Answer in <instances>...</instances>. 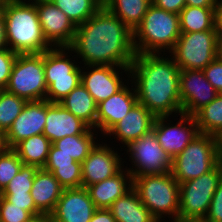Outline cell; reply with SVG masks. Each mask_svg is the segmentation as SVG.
<instances>
[{
  "label": "cell",
  "mask_w": 222,
  "mask_h": 222,
  "mask_svg": "<svg viewBox=\"0 0 222 222\" xmlns=\"http://www.w3.org/2000/svg\"><path fill=\"white\" fill-rule=\"evenodd\" d=\"M90 222H116L108 209H97Z\"/></svg>",
  "instance_id": "obj_42"
},
{
  "label": "cell",
  "mask_w": 222,
  "mask_h": 222,
  "mask_svg": "<svg viewBox=\"0 0 222 222\" xmlns=\"http://www.w3.org/2000/svg\"><path fill=\"white\" fill-rule=\"evenodd\" d=\"M222 179V161L210 172L179 184L178 222H202Z\"/></svg>",
  "instance_id": "obj_7"
},
{
  "label": "cell",
  "mask_w": 222,
  "mask_h": 222,
  "mask_svg": "<svg viewBox=\"0 0 222 222\" xmlns=\"http://www.w3.org/2000/svg\"><path fill=\"white\" fill-rule=\"evenodd\" d=\"M8 1H13V0H0V4L8 2Z\"/></svg>",
  "instance_id": "obj_49"
},
{
  "label": "cell",
  "mask_w": 222,
  "mask_h": 222,
  "mask_svg": "<svg viewBox=\"0 0 222 222\" xmlns=\"http://www.w3.org/2000/svg\"><path fill=\"white\" fill-rule=\"evenodd\" d=\"M69 51V47H52L44 52L45 100L51 103H59L81 83L82 69L69 58Z\"/></svg>",
  "instance_id": "obj_8"
},
{
  "label": "cell",
  "mask_w": 222,
  "mask_h": 222,
  "mask_svg": "<svg viewBox=\"0 0 222 222\" xmlns=\"http://www.w3.org/2000/svg\"><path fill=\"white\" fill-rule=\"evenodd\" d=\"M5 90L27 102L45 100L47 84L44 71V52L41 54H18Z\"/></svg>",
  "instance_id": "obj_9"
},
{
  "label": "cell",
  "mask_w": 222,
  "mask_h": 222,
  "mask_svg": "<svg viewBox=\"0 0 222 222\" xmlns=\"http://www.w3.org/2000/svg\"><path fill=\"white\" fill-rule=\"evenodd\" d=\"M137 54L130 65L138 103L155 117L182 113L180 99V68L164 54Z\"/></svg>",
  "instance_id": "obj_2"
},
{
  "label": "cell",
  "mask_w": 222,
  "mask_h": 222,
  "mask_svg": "<svg viewBox=\"0 0 222 222\" xmlns=\"http://www.w3.org/2000/svg\"><path fill=\"white\" fill-rule=\"evenodd\" d=\"M64 188L51 172L37 170L31 189V196L36 208L42 214H51L62 195Z\"/></svg>",
  "instance_id": "obj_24"
},
{
  "label": "cell",
  "mask_w": 222,
  "mask_h": 222,
  "mask_svg": "<svg viewBox=\"0 0 222 222\" xmlns=\"http://www.w3.org/2000/svg\"><path fill=\"white\" fill-rule=\"evenodd\" d=\"M9 149L7 140H6V133L0 131V155L5 153Z\"/></svg>",
  "instance_id": "obj_46"
},
{
  "label": "cell",
  "mask_w": 222,
  "mask_h": 222,
  "mask_svg": "<svg viewBox=\"0 0 222 222\" xmlns=\"http://www.w3.org/2000/svg\"><path fill=\"white\" fill-rule=\"evenodd\" d=\"M93 132H96L95 129L90 128L85 134L66 136L55 141L56 153H65L82 163L98 143L95 141L97 137H94L97 134Z\"/></svg>",
  "instance_id": "obj_30"
},
{
  "label": "cell",
  "mask_w": 222,
  "mask_h": 222,
  "mask_svg": "<svg viewBox=\"0 0 222 222\" xmlns=\"http://www.w3.org/2000/svg\"><path fill=\"white\" fill-rule=\"evenodd\" d=\"M133 188V178L123 168L114 176L87 186L89 196L97 209H108L119 197Z\"/></svg>",
  "instance_id": "obj_22"
},
{
  "label": "cell",
  "mask_w": 222,
  "mask_h": 222,
  "mask_svg": "<svg viewBox=\"0 0 222 222\" xmlns=\"http://www.w3.org/2000/svg\"><path fill=\"white\" fill-rule=\"evenodd\" d=\"M46 123V100L29 101L6 133L9 149L31 136L43 134Z\"/></svg>",
  "instance_id": "obj_18"
},
{
  "label": "cell",
  "mask_w": 222,
  "mask_h": 222,
  "mask_svg": "<svg viewBox=\"0 0 222 222\" xmlns=\"http://www.w3.org/2000/svg\"><path fill=\"white\" fill-rule=\"evenodd\" d=\"M17 53L9 48L0 50V89L5 90L12 72Z\"/></svg>",
  "instance_id": "obj_37"
},
{
  "label": "cell",
  "mask_w": 222,
  "mask_h": 222,
  "mask_svg": "<svg viewBox=\"0 0 222 222\" xmlns=\"http://www.w3.org/2000/svg\"><path fill=\"white\" fill-rule=\"evenodd\" d=\"M200 133L210 134L222 139V93L203 106L194 115Z\"/></svg>",
  "instance_id": "obj_31"
},
{
  "label": "cell",
  "mask_w": 222,
  "mask_h": 222,
  "mask_svg": "<svg viewBox=\"0 0 222 222\" xmlns=\"http://www.w3.org/2000/svg\"><path fill=\"white\" fill-rule=\"evenodd\" d=\"M180 32L218 30L217 8L185 6L179 13Z\"/></svg>",
  "instance_id": "obj_27"
},
{
  "label": "cell",
  "mask_w": 222,
  "mask_h": 222,
  "mask_svg": "<svg viewBox=\"0 0 222 222\" xmlns=\"http://www.w3.org/2000/svg\"><path fill=\"white\" fill-rule=\"evenodd\" d=\"M0 195L12 203L13 206L24 207V210L28 211L32 216L42 214L36 208L30 192H26V194L0 193Z\"/></svg>",
  "instance_id": "obj_38"
},
{
  "label": "cell",
  "mask_w": 222,
  "mask_h": 222,
  "mask_svg": "<svg viewBox=\"0 0 222 222\" xmlns=\"http://www.w3.org/2000/svg\"><path fill=\"white\" fill-rule=\"evenodd\" d=\"M97 210L85 187L64 189L53 212V222H90Z\"/></svg>",
  "instance_id": "obj_17"
},
{
  "label": "cell",
  "mask_w": 222,
  "mask_h": 222,
  "mask_svg": "<svg viewBox=\"0 0 222 222\" xmlns=\"http://www.w3.org/2000/svg\"><path fill=\"white\" fill-rule=\"evenodd\" d=\"M133 189L158 222L167 215L178 222L179 183L171 172L135 177Z\"/></svg>",
  "instance_id": "obj_6"
},
{
  "label": "cell",
  "mask_w": 222,
  "mask_h": 222,
  "mask_svg": "<svg viewBox=\"0 0 222 222\" xmlns=\"http://www.w3.org/2000/svg\"><path fill=\"white\" fill-rule=\"evenodd\" d=\"M25 1L13 0L0 4L7 46L17 54H41L52 46L43 36L34 1Z\"/></svg>",
  "instance_id": "obj_3"
},
{
  "label": "cell",
  "mask_w": 222,
  "mask_h": 222,
  "mask_svg": "<svg viewBox=\"0 0 222 222\" xmlns=\"http://www.w3.org/2000/svg\"><path fill=\"white\" fill-rule=\"evenodd\" d=\"M38 169L36 166L23 165L1 193L26 194V192H31L34 176Z\"/></svg>",
  "instance_id": "obj_35"
},
{
  "label": "cell",
  "mask_w": 222,
  "mask_h": 222,
  "mask_svg": "<svg viewBox=\"0 0 222 222\" xmlns=\"http://www.w3.org/2000/svg\"><path fill=\"white\" fill-rule=\"evenodd\" d=\"M151 0H103V5L133 32L141 24Z\"/></svg>",
  "instance_id": "obj_28"
},
{
  "label": "cell",
  "mask_w": 222,
  "mask_h": 222,
  "mask_svg": "<svg viewBox=\"0 0 222 222\" xmlns=\"http://www.w3.org/2000/svg\"><path fill=\"white\" fill-rule=\"evenodd\" d=\"M202 222H222V179L212 197L208 213Z\"/></svg>",
  "instance_id": "obj_40"
},
{
  "label": "cell",
  "mask_w": 222,
  "mask_h": 222,
  "mask_svg": "<svg viewBox=\"0 0 222 222\" xmlns=\"http://www.w3.org/2000/svg\"><path fill=\"white\" fill-rule=\"evenodd\" d=\"M44 38L52 47H69L76 26L50 0H33Z\"/></svg>",
  "instance_id": "obj_13"
},
{
  "label": "cell",
  "mask_w": 222,
  "mask_h": 222,
  "mask_svg": "<svg viewBox=\"0 0 222 222\" xmlns=\"http://www.w3.org/2000/svg\"><path fill=\"white\" fill-rule=\"evenodd\" d=\"M218 31H222V0H219L217 8Z\"/></svg>",
  "instance_id": "obj_47"
},
{
  "label": "cell",
  "mask_w": 222,
  "mask_h": 222,
  "mask_svg": "<svg viewBox=\"0 0 222 222\" xmlns=\"http://www.w3.org/2000/svg\"><path fill=\"white\" fill-rule=\"evenodd\" d=\"M221 139L199 133L172 159L171 173L179 184L212 171L221 161Z\"/></svg>",
  "instance_id": "obj_5"
},
{
  "label": "cell",
  "mask_w": 222,
  "mask_h": 222,
  "mask_svg": "<svg viewBox=\"0 0 222 222\" xmlns=\"http://www.w3.org/2000/svg\"><path fill=\"white\" fill-rule=\"evenodd\" d=\"M8 48L7 42H6V35H5V21H4V15L3 10L0 5V50Z\"/></svg>",
  "instance_id": "obj_44"
},
{
  "label": "cell",
  "mask_w": 222,
  "mask_h": 222,
  "mask_svg": "<svg viewBox=\"0 0 222 222\" xmlns=\"http://www.w3.org/2000/svg\"><path fill=\"white\" fill-rule=\"evenodd\" d=\"M155 116L143 105L137 103L124 118L117 122L105 135H111L128 146L153 129Z\"/></svg>",
  "instance_id": "obj_21"
},
{
  "label": "cell",
  "mask_w": 222,
  "mask_h": 222,
  "mask_svg": "<svg viewBox=\"0 0 222 222\" xmlns=\"http://www.w3.org/2000/svg\"><path fill=\"white\" fill-rule=\"evenodd\" d=\"M116 222H158L132 188L109 208Z\"/></svg>",
  "instance_id": "obj_25"
},
{
  "label": "cell",
  "mask_w": 222,
  "mask_h": 222,
  "mask_svg": "<svg viewBox=\"0 0 222 222\" xmlns=\"http://www.w3.org/2000/svg\"><path fill=\"white\" fill-rule=\"evenodd\" d=\"M133 33L137 54H170L181 34L179 15L151 4Z\"/></svg>",
  "instance_id": "obj_4"
},
{
  "label": "cell",
  "mask_w": 222,
  "mask_h": 222,
  "mask_svg": "<svg viewBox=\"0 0 222 222\" xmlns=\"http://www.w3.org/2000/svg\"><path fill=\"white\" fill-rule=\"evenodd\" d=\"M137 103L135 87L130 89L129 85H124L118 92L97 104L96 129L105 136Z\"/></svg>",
  "instance_id": "obj_19"
},
{
  "label": "cell",
  "mask_w": 222,
  "mask_h": 222,
  "mask_svg": "<svg viewBox=\"0 0 222 222\" xmlns=\"http://www.w3.org/2000/svg\"><path fill=\"white\" fill-rule=\"evenodd\" d=\"M221 156H222V139H221ZM222 158V157H221Z\"/></svg>",
  "instance_id": "obj_50"
},
{
  "label": "cell",
  "mask_w": 222,
  "mask_h": 222,
  "mask_svg": "<svg viewBox=\"0 0 222 222\" xmlns=\"http://www.w3.org/2000/svg\"><path fill=\"white\" fill-rule=\"evenodd\" d=\"M179 115L178 123L171 124L172 126L171 120H168L169 116L156 117L152 129L158 143L172 159L200 133L194 116L185 113Z\"/></svg>",
  "instance_id": "obj_12"
},
{
  "label": "cell",
  "mask_w": 222,
  "mask_h": 222,
  "mask_svg": "<svg viewBox=\"0 0 222 222\" xmlns=\"http://www.w3.org/2000/svg\"><path fill=\"white\" fill-rule=\"evenodd\" d=\"M66 110L96 130L97 104L80 83L59 102Z\"/></svg>",
  "instance_id": "obj_26"
},
{
  "label": "cell",
  "mask_w": 222,
  "mask_h": 222,
  "mask_svg": "<svg viewBox=\"0 0 222 222\" xmlns=\"http://www.w3.org/2000/svg\"><path fill=\"white\" fill-rule=\"evenodd\" d=\"M69 48L84 65L130 67L137 55L133 31L104 5L76 27Z\"/></svg>",
  "instance_id": "obj_1"
},
{
  "label": "cell",
  "mask_w": 222,
  "mask_h": 222,
  "mask_svg": "<svg viewBox=\"0 0 222 222\" xmlns=\"http://www.w3.org/2000/svg\"><path fill=\"white\" fill-rule=\"evenodd\" d=\"M24 163L13 149L0 155V193L20 171Z\"/></svg>",
  "instance_id": "obj_34"
},
{
  "label": "cell",
  "mask_w": 222,
  "mask_h": 222,
  "mask_svg": "<svg viewBox=\"0 0 222 222\" xmlns=\"http://www.w3.org/2000/svg\"><path fill=\"white\" fill-rule=\"evenodd\" d=\"M218 57L222 58V31L218 33Z\"/></svg>",
  "instance_id": "obj_48"
},
{
  "label": "cell",
  "mask_w": 222,
  "mask_h": 222,
  "mask_svg": "<svg viewBox=\"0 0 222 222\" xmlns=\"http://www.w3.org/2000/svg\"><path fill=\"white\" fill-rule=\"evenodd\" d=\"M52 143L44 135H34L19 142L13 150L24 165L43 168L47 162L49 150Z\"/></svg>",
  "instance_id": "obj_29"
},
{
  "label": "cell",
  "mask_w": 222,
  "mask_h": 222,
  "mask_svg": "<svg viewBox=\"0 0 222 222\" xmlns=\"http://www.w3.org/2000/svg\"><path fill=\"white\" fill-rule=\"evenodd\" d=\"M43 169L51 172L64 189L82 187L81 163L65 153H56L54 144L50 147Z\"/></svg>",
  "instance_id": "obj_23"
},
{
  "label": "cell",
  "mask_w": 222,
  "mask_h": 222,
  "mask_svg": "<svg viewBox=\"0 0 222 222\" xmlns=\"http://www.w3.org/2000/svg\"><path fill=\"white\" fill-rule=\"evenodd\" d=\"M107 144L97 143L89 155L81 163L82 187L101 182L117 174L124 166L118 151Z\"/></svg>",
  "instance_id": "obj_16"
},
{
  "label": "cell",
  "mask_w": 222,
  "mask_h": 222,
  "mask_svg": "<svg viewBox=\"0 0 222 222\" xmlns=\"http://www.w3.org/2000/svg\"><path fill=\"white\" fill-rule=\"evenodd\" d=\"M89 129L85 122L66 110L60 103L46 100V123L43 134L52 144L66 136L85 134Z\"/></svg>",
  "instance_id": "obj_20"
},
{
  "label": "cell",
  "mask_w": 222,
  "mask_h": 222,
  "mask_svg": "<svg viewBox=\"0 0 222 222\" xmlns=\"http://www.w3.org/2000/svg\"><path fill=\"white\" fill-rule=\"evenodd\" d=\"M219 0H185V6L218 8Z\"/></svg>",
  "instance_id": "obj_43"
},
{
  "label": "cell",
  "mask_w": 222,
  "mask_h": 222,
  "mask_svg": "<svg viewBox=\"0 0 222 222\" xmlns=\"http://www.w3.org/2000/svg\"><path fill=\"white\" fill-rule=\"evenodd\" d=\"M31 217L24 207L13 206L0 195V222H26Z\"/></svg>",
  "instance_id": "obj_36"
},
{
  "label": "cell",
  "mask_w": 222,
  "mask_h": 222,
  "mask_svg": "<svg viewBox=\"0 0 222 222\" xmlns=\"http://www.w3.org/2000/svg\"><path fill=\"white\" fill-rule=\"evenodd\" d=\"M203 72L215 90L222 93V58H215L203 69Z\"/></svg>",
  "instance_id": "obj_39"
},
{
  "label": "cell",
  "mask_w": 222,
  "mask_h": 222,
  "mask_svg": "<svg viewBox=\"0 0 222 222\" xmlns=\"http://www.w3.org/2000/svg\"><path fill=\"white\" fill-rule=\"evenodd\" d=\"M84 69H90V71L86 72L85 70H82L81 83L92 95L96 104L108 99L125 85L122 78H120L122 77V72H120L119 69H121V71L124 70L126 75H130L129 67L84 65ZM119 72L121 73V76H119Z\"/></svg>",
  "instance_id": "obj_14"
},
{
  "label": "cell",
  "mask_w": 222,
  "mask_h": 222,
  "mask_svg": "<svg viewBox=\"0 0 222 222\" xmlns=\"http://www.w3.org/2000/svg\"><path fill=\"white\" fill-rule=\"evenodd\" d=\"M27 101L6 90L0 92V131L7 133Z\"/></svg>",
  "instance_id": "obj_33"
},
{
  "label": "cell",
  "mask_w": 222,
  "mask_h": 222,
  "mask_svg": "<svg viewBox=\"0 0 222 222\" xmlns=\"http://www.w3.org/2000/svg\"><path fill=\"white\" fill-rule=\"evenodd\" d=\"M26 222H53L51 215L49 214H39L36 216H32L28 221Z\"/></svg>",
  "instance_id": "obj_45"
},
{
  "label": "cell",
  "mask_w": 222,
  "mask_h": 222,
  "mask_svg": "<svg viewBox=\"0 0 222 222\" xmlns=\"http://www.w3.org/2000/svg\"><path fill=\"white\" fill-rule=\"evenodd\" d=\"M151 1L152 4L157 8L178 15L180 11L185 7V0H151Z\"/></svg>",
  "instance_id": "obj_41"
},
{
  "label": "cell",
  "mask_w": 222,
  "mask_h": 222,
  "mask_svg": "<svg viewBox=\"0 0 222 222\" xmlns=\"http://www.w3.org/2000/svg\"><path fill=\"white\" fill-rule=\"evenodd\" d=\"M218 30L181 33L170 56L180 70H203L218 57Z\"/></svg>",
  "instance_id": "obj_10"
},
{
  "label": "cell",
  "mask_w": 222,
  "mask_h": 222,
  "mask_svg": "<svg viewBox=\"0 0 222 222\" xmlns=\"http://www.w3.org/2000/svg\"><path fill=\"white\" fill-rule=\"evenodd\" d=\"M179 87L182 113L192 116L218 94L203 70H180Z\"/></svg>",
  "instance_id": "obj_15"
},
{
  "label": "cell",
  "mask_w": 222,
  "mask_h": 222,
  "mask_svg": "<svg viewBox=\"0 0 222 222\" xmlns=\"http://www.w3.org/2000/svg\"><path fill=\"white\" fill-rule=\"evenodd\" d=\"M127 148L133 165L127 170L133 179L141 175L171 172L172 158L160 146L153 130L132 141Z\"/></svg>",
  "instance_id": "obj_11"
},
{
  "label": "cell",
  "mask_w": 222,
  "mask_h": 222,
  "mask_svg": "<svg viewBox=\"0 0 222 222\" xmlns=\"http://www.w3.org/2000/svg\"><path fill=\"white\" fill-rule=\"evenodd\" d=\"M77 27L91 18L102 6L103 0H50Z\"/></svg>",
  "instance_id": "obj_32"
}]
</instances>
